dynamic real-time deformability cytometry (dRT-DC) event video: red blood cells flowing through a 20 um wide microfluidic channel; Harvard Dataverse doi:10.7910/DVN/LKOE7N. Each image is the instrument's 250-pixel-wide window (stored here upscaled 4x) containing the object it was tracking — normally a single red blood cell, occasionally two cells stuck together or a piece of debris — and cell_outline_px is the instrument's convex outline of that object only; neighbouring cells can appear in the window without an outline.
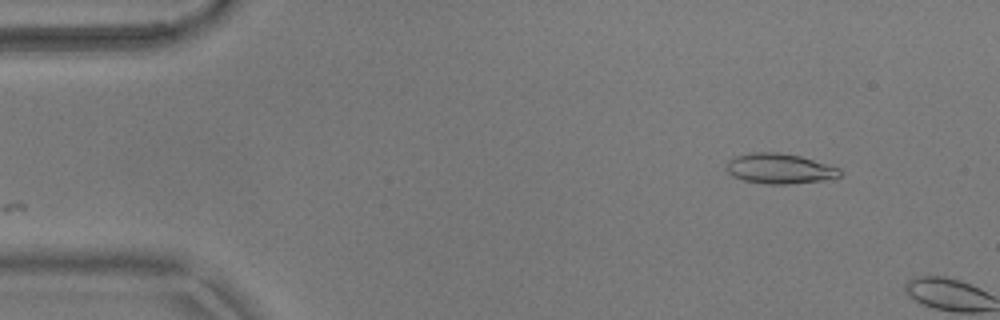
{"species": "common noctule bat (a hibernating species)", "species_latin": "Nyctalus noctula", "temperature_condition": "warm", "stored_images_in_passage": 3, "camera_frame_rate_fps": 3000, "um_per_image_px": 0.085, "animal": {"sex": "male", "body_mass_g": 17.9}, "frame": {"image": 1, "passage_image": 1, "time_ms": 0.0, "image_size_px": [1000, 320], "cell_outline_px": [[840, 176], [824, 180], [788, 184], [768, 184], [744, 180], [732, 176], [728, 172], [728, 160], [736, 156], [752, 152], [780, 152], [800, 156], [840, 168]], "centroid_in_image_um": [66.26, 14.33], "position_along_channel_um": 18.7, "area_um2": 19.77}}